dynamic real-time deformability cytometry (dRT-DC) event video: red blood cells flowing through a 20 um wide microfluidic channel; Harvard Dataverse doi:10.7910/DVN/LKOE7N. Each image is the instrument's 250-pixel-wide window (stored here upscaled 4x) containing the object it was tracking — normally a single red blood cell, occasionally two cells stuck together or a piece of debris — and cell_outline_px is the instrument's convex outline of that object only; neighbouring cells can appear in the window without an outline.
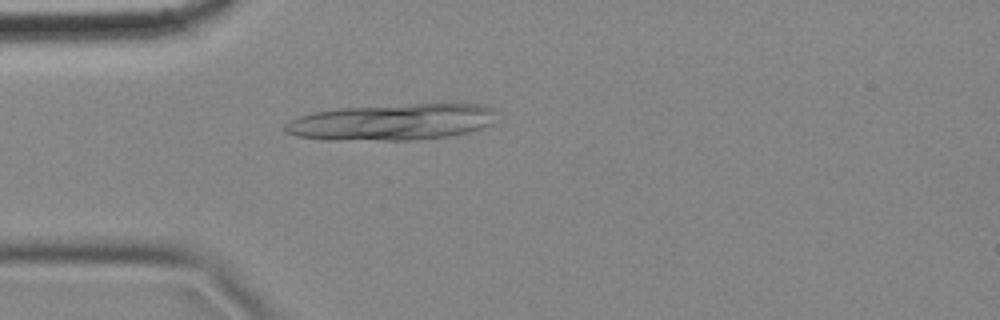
{"species": "common noctule bat (a hibernating species)", "species_latin": "Nyctalus noctula", "temperature_condition": "cold", "stored_images_in_passage": 4, "camera_frame_rate_fps": 3000, "um_per_image_px": 0.085, "animal": {"sex": "female", "body_mass_g": 18.4}, "frame": {"image": 1, "passage_image": 4, "time_ms": 1.0, "image_size_px": [1000, 320], "cell_outline_px": [[500, 112], [492, 124], [468, 132], [448, 136], [412, 140], [332, 140], [296, 136], [284, 132], [284, 124], [300, 116], [312, 112], [340, 108], [444, 100], [480, 104], [496, 108]], "centroid_in_image_um": [33.47, 10.32], "position_along_channel_um": 51.5, "area_um2": 46.59}}